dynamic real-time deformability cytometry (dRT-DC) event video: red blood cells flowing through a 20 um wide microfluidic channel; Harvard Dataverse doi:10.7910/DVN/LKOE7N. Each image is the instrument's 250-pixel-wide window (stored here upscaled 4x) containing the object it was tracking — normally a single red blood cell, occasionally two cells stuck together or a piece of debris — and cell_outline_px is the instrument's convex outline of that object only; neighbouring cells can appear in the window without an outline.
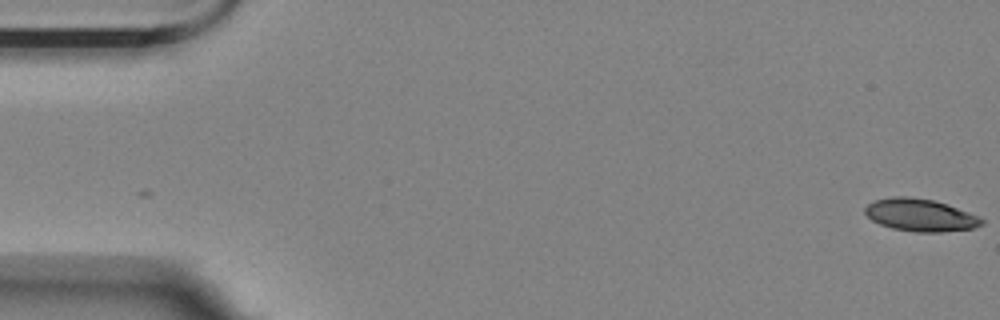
{"species": "Egyptian fruit bat (a non-hibernating species)", "species_latin": "Rousettus aegyptiacus", "temperature_condition": "room temperature", "stored_images_in_passage": 6, "camera_frame_rate_fps": 3000, "um_per_image_px": 0.085, "animal": {"sex": "female"}, "frame": {"image": 1, "passage_image": 1, "time_ms": 0.0, "image_size_px": [1000, 320], "cell_outline_px": [[984, 224], [972, 228], [940, 232], [916, 232], [892, 228], [880, 224], [872, 220], [864, 212], [864, 208], [868, 204], [876, 200], [892, 196], [912, 196], [932, 200], [948, 204], [980, 216], [984, 220]], "centroid_in_image_um": [78.24, 18.27], "position_along_channel_um": 6.8, "area_um2": 22.14}}